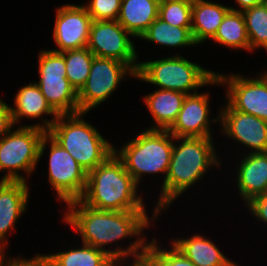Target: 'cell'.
Wrapping results in <instances>:
<instances>
[{
	"mask_svg": "<svg viewBox=\"0 0 267 266\" xmlns=\"http://www.w3.org/2000/svg\"><path fill=\"white\" fill-rule=\"evenodd\" d=\"M68 210L64 215L66 223L70 224L82 237V243L106 252L117 264H122L128 257H134L132 262H140L144 256L147 242L142 232L150 224L146 211H106L83 204L80 200L68 202ZM140 234L142 237H140ZM130 236H139L130 246L105 249V245ZM145 242V243H144Z\"/></svg>",
	"mask_w": 267,
	"mask_h": 266,
	"instance_id": "obj_1",
	"label": "cell"
},
{
	"mask_svg": "<svg viewBox=\"0 0 267 266\" xmlns=\"http://www.w3.org/2000/svg\"><path fill=\"white\" fill-rule=\"evenodd\" d=\"M175 140L182 141L179 145L174 142L169 169L153 213L154 219L162 209L166 210L177 197L202 179L209 167L220 166L212 137H175Z\"/></svg>",
	"mask_w": 267,
	"mask_h": 266,
	"instance_id": "obj_2",
	"label": "cell"
},
{
	"mask_svg": "<svg viewBox=\"0 0 267 266\" xmlns=\"http://www.w3.org/2000/svg\"><path fill=\"white\" fill-rule=\"evenodd\" d=\"M137 187L124 163L114 152L87 173L86 189L79 200L99 210L146 211L145 203L137 195Z\"/></svg>",
	"mask_w": 267,
	"mask_h": 266,
	"instance_id": "obj_3",
	"label": "cell"
},
{
	"mask_svg": "<svg viewBox=\"0 0 267 266\" xmlns=\"http://www.w3.org/2000/svg\"><path fill=\"white\" fill-rule=\"evenodd\" d=\"M84 114H59L47 133L88 173L113 154L115 147L84 121Z\"/></svg>",
	"mask_w": 267,
	"mask_h": 266,
	"instance_id": "obj_4",
	"label": "cell"
},
{
	"mask_svg": "<svg viewBox=\"0 0 267 266\" xmlns=\"http://www.w3.org/2000/svg\"><path fill=\"white\" fill-rule=\"evenodd\" d=\"M135 78L159 86V89L186 95L198 93L197 88L202 86L220 84L215 71L206 70L197 62L193 63L180 55L139 62Z\"/></svg>",
	"mask_w": 267,
	"mask_h": 266,
	"instance_id": "obj_5",
	"label": "cell"
},
{
	"mask_svg": "<svg viewBox=\"0 0 267 266\" xmlns=\"http://www.w3.org/2000/svg\"><path fill=\"white\" fill-rule=\"evenodd\" d=\"M174 140L175 137L168 130L146 129L119 150L114 149V152L137 185L143 174L164 173L165 181Z\"/></svg>",
	"mask_w": 267,
	"mask_h": 266,
	"instance_id": "obj_6",
	"label": "cell"
},
{
	"mask_svg": "<svg viewBox=\"0 0 267 266\" xmlns=\"http://www.w3.org/2000/svg\"><path fill=\"white\" fill-rule=\"evenodd\" d=\"M47 144V132L35 126H21L11 130L0 139V171L6 174L1 180L25 181L27 175L35 170L39 159L44 155Z\"/></svg>",
	"mask_w": 267,
	"mask_h": 266,
	"instance_id": "obj_7",
	"label": "cell"
},
{
	"mask_svg": "<svg viewBox=\"0 0 267 266\" xmlns=\"http://www.w3.org/2000/svg\"><path fill=\"white\" fill-rule=\"evenodd\" d=\"M38 61L40 80L36 84L50 106L58 114L79 113L78 93L66 77L64 56L52 50H42Z\"/></svg>",
	"mask_w": 267,
	"mask_h": 266,
	"instance_id": "obj_8",
	"label": "cell"
},
{
	"mask_svg": "<svg viewBox=\"0 0 267 266\" xmlns=\"http://www.w3.org/2000/svg\"><path fill=\"white\" fill-rule=\"evenodd\" d=\"M129 74L136 77V72L128 64L94 56L87 81L78 92L80 112L88 113L106 101L124 79L123 77Z\"/></svg>",
	"mask_w": 267,
	"mask_h": 266,
	"instance_id": "obj_9",
	"label": "cell"
},
{
	"mask_svg": "<svg viewBox=\"0 0 267 266\" xmlns=\"http://www.w3.org/2000/svg\"><path fill=\"white\" fill-rule=\"evenodd\" d=\"M50 143L48 180L58 195V199L66 204L79 200L86 189L87 173L48 133Z\"/></svg>",
	"mask_w": 267,
	"mask_h": 266,
	"instance_id": "obj_10",
	"label": "cell"
},
{
	"mask_svg": "<svg viewBox=\"0 0 267 266\" xmlns=\"http://www.w3.org/2000/svg\"><path fill=\"white\" fill-rule=\"evenodd\" d=\"M128 36L132 35L117 20L93 21L87 48L96 57L124 62L137 72L138 55Z\"/></svg>",
	"mask_w": 267,
	"mask_h": 266,
	"instance_id": "obj_11",
	"label": "cell"
},
{
	"mask_svg": "<svg viewBox=\"0 0 267 266\" xmlns=\"http://www.w3.org/2000/svg\"><path fill=\"white\" fill-rule=\"evenodd\" d=\"M220 85L227 84L228 104L239 112L254 115L267 121V75L254 79L242 75H222L216 72Z\"/></svg>",
	"mask_w": 267,
	"mask_h": 266,
	"instance_id": "obj_12",
	"label": "cell"
},
{
	"mask_svg": "<svg viewBox=\"0 0 267 266\" xmlns=\"http://www.w3.org/2000/svg\"><path fill=\"white\" fill-rule=\"evenodd\" d=\"M93 20L84 5L67 4L57 8L53 40L62 53L87 47Z\"/></svg>",
	"mask_w": 267,
	"mask_h": 266,
	"instance_id": "obj_13",
	"label": "cell"
},
{
	"mask_svg": "<svg viewBox=\"0 0 267 266\" xmlns=\"http://www.w3.org/2000/svg\"><path fill=\"white\" fill-rule=\"evenodd\" d=\"M219 121L225 135L246 145L252 153L267 152V121L234 110L228 103L221 109Z\"/></svg>",
	"mask_w": 267,
	"mask_h": 266,
	"instance_id": "obj_14",
	"label": "cell"
},
{
	"mask_svg": "<svg viewBox=\"0 0 267 266\" xmlns=\"http://www.w3.org/2000/svg\"><path fill=\"white\" fill-rule=\"evenodd\" d=\"M209 93L186 95L177 120L168 130L174 137H212L209 120Z\"/></svg>",
	"mask_w": 267,
	"mask_h": 266,
	"instance_id": "obj_15",
	"label": "cell"
},
{
	"mask_svg": "<svg viewBox=\"0 0 267 266\" xmlns=\"http://www.w3.org/2000/svg\"><path fill=\"white\" fill-rule=\"evenodd\" d=\"M28 191L25 181H0V254H5L6 234L27 208Z\"/></svg>",
	"mask_w": 267,
	"mask_h": 266,
	"instance_id": "obj_16",
	"label": "cell"
},
{
	"mask_svg": "<svg viewBox=\"0 0 267 266\" xmlns=\"http://www.w3.org/2000/svg\"><path fill=\"white\" fill-rule=\"evenodd\" d=\"M237 183L240 196L246 203L267 194V152L245 155L238 166Z\"/></svg>",
	"mask_w": 267,
	"mask_h": 266,
	"instance_id": "obj_17",
	"label": "cell"
},
{
	"mask_svg": "<svg viewBox=\"0 0 267 266\" xmlns=\"http://www.w3.org/2000/svg\"><path fill=\"white\" fill-rule=\"evenodd\" d=\"M14 100L15 108H10L14 125L17 122H20L19 120L22 117H30L33 119L38 117L41 118L44 114H51L53 115L52 120L45 119L43 122L44 124L42 125L40 123L31 125L39 127L47 132L59 116V114L47 102L46 98L41 93L39 86L35 82H31L29 85H25L20 88Z\"/></svg>",
	"mask_w": 267,
	"mask_h": 266,
	"instance_id": "obj_18",
	"label": "cell"
},
{
	"mask_svg": "<svg viewBox=\"0 0 267 266\" xmlns=\"http://www.w3.org/2000/svg\"><path fill=\"white\" fill-rule=\"evenodd\" d=\"M186 94L166 89H158L145 96V104L152 114L155 126L149 130H169L177 120Z\"/></svg>",
	"mask_w": 267,
	"mask_h": 266,
	"instance_id": "obj_19",
	"label": "cell"
},
{
	"mask_svg": "<svg viewBox=\"0 0 267 266\" xmlns=\"http://www.w3.org/2000/svg\"><path fill=\"white\" fill-rule=\"evenodd\" d=\"M160 0H121L117 21L132 35L141 37L157 19Z\"/></svg>",
	"mask_w": 267,
	"mask_h": 266,
	"instance_id": "obj_20",
	"label": "cell"
},
{
	"mask_svg": "<svg viewBox=\"0 0 267 266\" xmlns=\"http://www.w3.org/2000/svg\"><path fill=\"white\" fill-rule=\"evenodd\" d=\"M172 244L195 266H238L228 259L210 239L202 235L175 239Z\"/></svg>",
	"mask_w": 267,
	"mask_h": 266,
	"instance_id": "obj_21",
	"label": "cell"
},
{
	"mask_svg": "<svg viewBox=\"0 0 267 266\" xmlns=\"http://www.w3.org/2000/svg\"><path fill=\"white\" fill-rule=\"evenodd\" d=\"M230 9V6L226 7L206 0L193 2L191 32L195 43L201 44L207 39H212Z\"/></svg>",
	"mask_w": 267,
	"mask_h": 266,
	"instance_id": "obj_22",
	"label": "cell"
},
{
	"mask_svg": "<svg viewBox=\"0 0 267 266\" xmlns=\"http://www.w3.org/2000/svg\"><path fill=\"white\" fill-rule=\"evenodd\" d=\"M49 266H120L106 252L82 244V248L44 255Z\"/></svg>",
	"mask_w": 267,
	"mask_h": 266,
	"instance_id": "obj_23",
	"label": "cell"
},
{
	"mask_svg": "<svg viewBox=\"0 0 267 266\" xmlns=\"http://www.w3.org/2000/svg\"><path fill=\"white\" fill-rule=\"evenodd\" d=\"M212 40L233 49L238 48L250 51L243 13L230 9L223 18Z\"/></svg>",
	"mask_w": 267,
	"mask_h": 266,
	"instance_id": "obj_24",
	"label": "cell"
},
{
	"mask_svg": "<svg viewBox=\"0 0 267 266\" xmlns=\"http://www.w3.org/2000/svg\"><path fill=\"white\" fill-rule=\"evenodd\" d=\"M141 38L168 47L197 45L192 36L191 27H175L159 17L148 27Z\"/></svg>",
	"mask_w": 267,
	"mask_h": 266,
	"instance_id": "obj_25",
	"label": "cell"
},
{
	"mask_svg": "<svg viewBox=\"0 0 267 266\" xmlns=\"http://www.w3.org/2000/svg\"><path fill=\"white\" fill-rule=\"evenodd\" d=\"M61 54L65 58L66 77L78 93L87 81L94 54L87 47L64 51Z\"/></svg>",
	"mask_w": 267,
	"mask_h": 266,
	"instance_id": "obj_26",
	"label": "cell"
},
{
	"mask_svg": "<svg viewBox=\"0 0 267 266\" xmlns=\"http://www.w3.org/2000/svg\"><path fill=\"white\" fill-rule=\"evenodd\" d=\"M242 13L246 22L250 52L260 47L267 51V6L265 2L246 9Z\"/></svg>",
	"mask_w": 267,
	"mask_h": 266,
	"instance_id": "obj_27",
	"label": "cell"
},
{
	"mask_svg": "<svg viewBox=\"0 0 267 266\" xmlns=\"http://www.w3.org/2000/svg\"><path fill=\"white\" fill-rule=\"evenodd\" d=\"M153 238L147 243L142 262L145 266H195L173 244L169 250L161 249Z\"/></svg>",
	"mask_w": 267,
	"mask_h": 266,
	"instance_id": "obj_28",
	"label": "cell"
},
{
	"mask_svg": "<svg viewBox=\"0 0 267 266\" xmlns=\"http://www.w3.org/2000/svg\"><path fill=\"white\" fill-rule=\"evenodd\" d=\"M192 2L160 0L158 17L175 27H191Z\"/></svg>",
	"mask_w": 267,
	"mask_h": 266,
	"instance_id": "obj_29",
	"label": "cell"
},
{
	"mask_svg": "<svg viewBox=\"0 0 267 266\" xmlns=\"http://www.w3.org/2000/svg\"><path fill=\"white\" fill-rule=\"evenodd\" d=\"M84 6L93 21L117 20L121 0H90Z\"/></svg>",
	"mask_w": 267,
	"mask_h": 266,
	"instance_id": "obj_30",
	"label": "cell"
},
{
	"mask_svg": "<svg viewBox=\"0 0 267 266\" xmlns=\"http://www.w3.org/2000/svg\"><path fill=\"white\" fill-rule=\"evenodd\" d=\"M0 254V266H49L43 255H35L32 259L9 258Z\"/></svg>",
	"mask_w": 267,
	"mask_h": 266,
	"instance_id": "obj_31",
	"label": "cell"
},
{
	"mask_svg": "<svg viewBox=\"0 0 267 266\" xmlns=\"http://www.w3.org/2000/svg\"><path fill=\"white\" fill-rule=\"evenodd\" d=\"M246 205L256 219L267 224V194L254 197Z\"/></svg>",
	"mask_w": 267,
	"mask_h": 266,
	"instance_id": "obj_32",
	"label": "cell"
},
{
	"mask_svg": "<svg viewBox=\"0 0 267 266\" xmlns=\"http://www.w3.org/2000/svg\"><path fill=\"white\" fill-rule=\"evenodd\" d=\"M11 106L0 99V139L8 134L14 126Z\"/></svg>",
	"mask_w": 267,
	"mask_h": 266,
	"instance_id": "obj_33",
	"label": "cell"
},
{
	"mask_svg": "<svg viewBox=\"0 0 267 266\" xmlns=\"http://www.w3.org/2000/svg\"><path fill=\"white\" fill-rule=\"evenodd\" d=\"M265 0H236L240 9H235L230 6L231 10L243 12L246 9L252 8L255 5L264 3Z\"/></svg>",
	"mask_w": 267,
	"mask_h": 266,
	"instance_id": "obj_34",
	"label": "cell"
},
{
	"mask_svg": "<svg viewBox=\"0 0 267 266\" xmlns=\"http://www.w3.org/2000/svg\"><path fill=\"white\" fill-rule=\"evenodd\" d=\"M186 1H189V2H196V1H204V0H186Z\"/></svg>",
	"mask_w": 267,
	"mask_h": 266,
	"instance_id": "obj_35",
	"label": "cell"
}]
</instances>
